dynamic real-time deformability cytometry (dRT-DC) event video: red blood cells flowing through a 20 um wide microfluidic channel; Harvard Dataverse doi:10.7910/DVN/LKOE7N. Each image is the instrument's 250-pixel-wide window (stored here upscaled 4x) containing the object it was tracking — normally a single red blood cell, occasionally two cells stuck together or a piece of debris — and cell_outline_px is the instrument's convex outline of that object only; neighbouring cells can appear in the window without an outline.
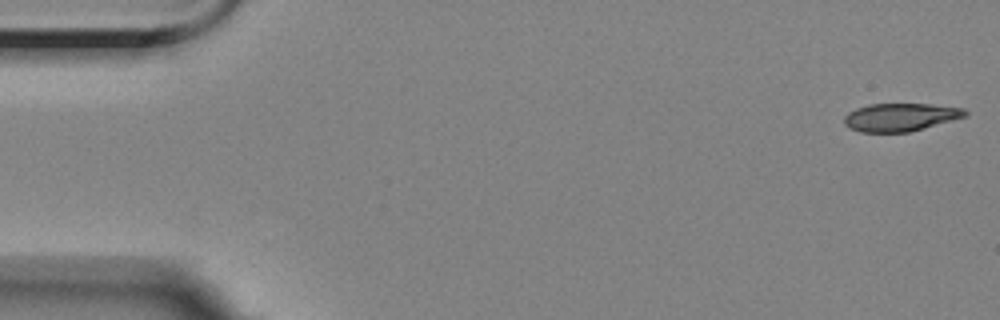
{"species": "Egyptian fruit bat (a non-hibernating species)", "species_latin": "Rousettus aegyptiacus", "temperature_condition": "room temperature", "stored_images_in_passage": 5, "camera_frame_rate_fps": 3000, "um_per_image_px": 0.085, "animal": {"sex": "female"}, "frame": {"image": 1, "passage_image": 1, "time_ms": 0.0, "image_size_px": [1000, 320], "cell_outline_px": [[968, 116], [908, 132], [860, 132], [848, 128], [844, 124], [844, 116], [848, 112], [856, 108], [868, 104], [928, 104], [964, 108], [968, 112]], "centroid_in_image_um": [76.51, 9.96], "position_along_channel_um": 8.5, "area_um2": 19.77}}
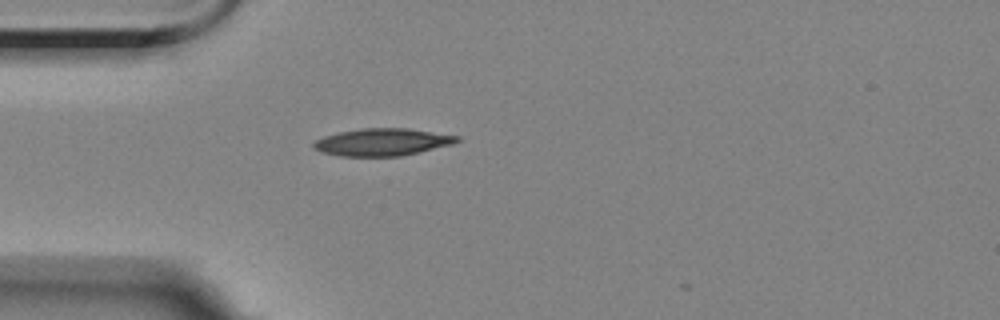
{"frame": {"image": 2, "passage_image": 5, "time_ms": 4.667, "image_size_px": [1000, 320], "cell_outline_px": [[460, 140], [452, 144], [420, 152], [400, 156], [340, 156], [320, 152], [312, 148], [312, 144], [316, 140], [324, 136], [340, 132], [360, 128], [408, 128], [460, 136]], "centroid_in_image_um": [32.48, 12.08], "position_along_channel_um": 52.5, "area_um2": 22.89}}